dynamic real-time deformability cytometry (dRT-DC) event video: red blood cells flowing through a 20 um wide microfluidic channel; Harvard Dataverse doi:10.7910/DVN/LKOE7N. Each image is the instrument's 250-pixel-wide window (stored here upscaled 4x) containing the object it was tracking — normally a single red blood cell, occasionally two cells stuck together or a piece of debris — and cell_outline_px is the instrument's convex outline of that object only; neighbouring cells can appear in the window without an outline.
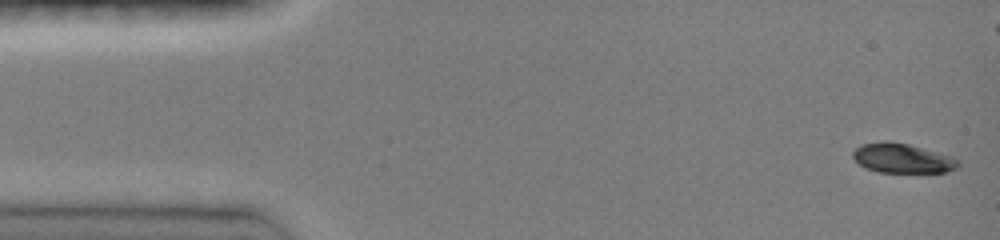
{"species": "common noctule bat (a hibernating species)", "species_latin": "Nyctalus noctula", "temperature_condition": "room temperature", "stored_images_in_passage": 47, "camera_frame_rate_fps": 3000, "um_per_image_px": 0.085, "animal": {"sex": "female", "body_mass_g": 19.0, "forearm_length_mm": 51.5}, "frame": {"image": 1, "passage_image": 1, "time_ms": 0.0, "image_size_px": [1000, 240], "cell_outline_px": [[960, 164], [956, 168], [948, 172], [876, 172], [860, 164], [852, 156], [852, 152], [860, 144], [880, 140], [888, 140], [908, 144], [952, 156], [960, 160]], "centroid_in_image_um": [76.7, 13.43], "position_along_channel_um": 8.3, "area_um2": 18.26}}
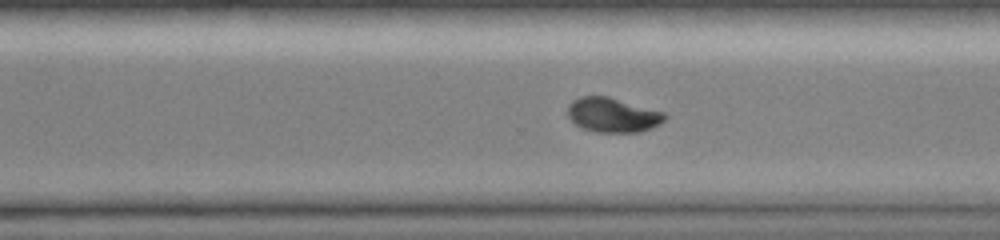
{"frame": {"image": 2, "passage_image": 32, "time_ms": 10.333, "image_size_px": [1000, 240], "cell_outline_px": [[668, 116], [660, 124], [640, 132], [596, 132], [584, 128], [576, 124], [568, 116], [568, 104], [572, 100], [580, 96], [608, 96], [664, 112]], "centroid_in_image_um": [52.08, 9.76], "position_along_channel_um": 318.5, "area_um2": 19.48}}
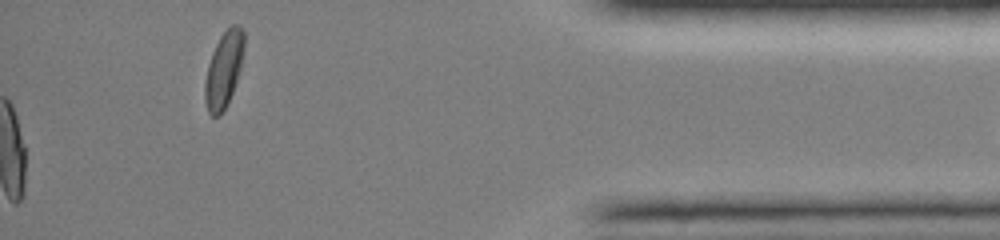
{"frame": {"image": 3, "passage_image": 47, "time_ms": 15.333, "image_size_px": [1000, 240], "cell_outline_px": [[244, 48], [240, 68], [236, 84], [220, 116], [212, 116], [208, 112], [204, 100], [204, 84], [208, 64], [212, 52], [220, 36], [232, 24], [236, 24], [244, 32]], "centroid_in_image_um": [19.01, 5.92], "position_along_channel_um": 416.2, "area_um2": 17.22}, "authors_computed_cell_mechanics": {"area_um2": 19.363, "velocity_mm_per_s": 4.1442, "shape_relaxation_time_tau1_ms": 4.0501, "shape_relaxation_time_tau2_ms": 3.8875, "deformation_change_tau1": 0.1699, "deformation_change_tau2": 0.0348}}